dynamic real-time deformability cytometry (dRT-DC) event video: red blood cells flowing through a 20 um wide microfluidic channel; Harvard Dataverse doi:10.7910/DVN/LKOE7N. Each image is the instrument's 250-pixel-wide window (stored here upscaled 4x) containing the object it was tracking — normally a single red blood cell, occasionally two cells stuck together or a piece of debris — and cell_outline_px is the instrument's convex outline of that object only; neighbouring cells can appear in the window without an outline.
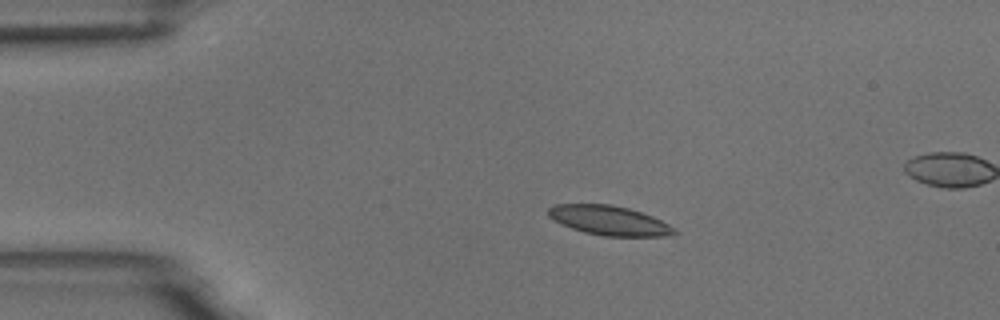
{"species": "common noctule bat (a hibernating species)", "species_latin": "Nyctalus noctula", "temperature_condition": "room temperature", "stored_images_in_passage": 46, "camera_frame_rate_fps": 3000, "um_per_image_px": 0.085, "animal": {"sex": "male", "body_mass_g": 18.8}, "frame": {"image": 1, "passage_image": 1, "time_ms": 0.0, "image_size_px": [1000, 320], "cell_outline_px": [[680, 232], [672, 236], [604, 236], [584, 232], [572, 228], [548, 216], [548, 208], [556, 204], [608, 204], [628, 208], [652, 216], [676, 228]], "centroid_in_image_um": [51.84, 18.75], "position_along_channel_um": 33.2, "area_um2": 21.5}}
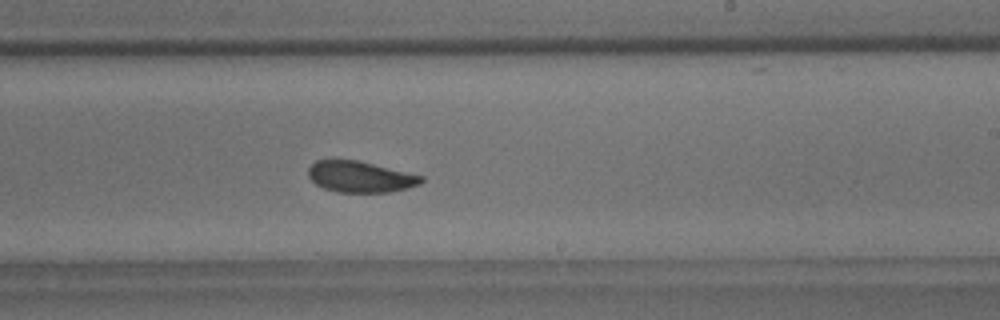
{"frame": {"image": 2, "passage_image": 23, "time_ms": 7.333, "image_size_px": [1000, 320], "cell_outline_px": [[424, 180], [420, 184], [408, 188], [388, 192], [336, 192], [324, 188], [316, 184], [308, 176], [308, 168], [316, 160], [356, 160], [424, 176]], "centroid_in_image_um": [30.62, 15.03], "position_along_channel_um": 258.4, "area_um2": 20.35}}
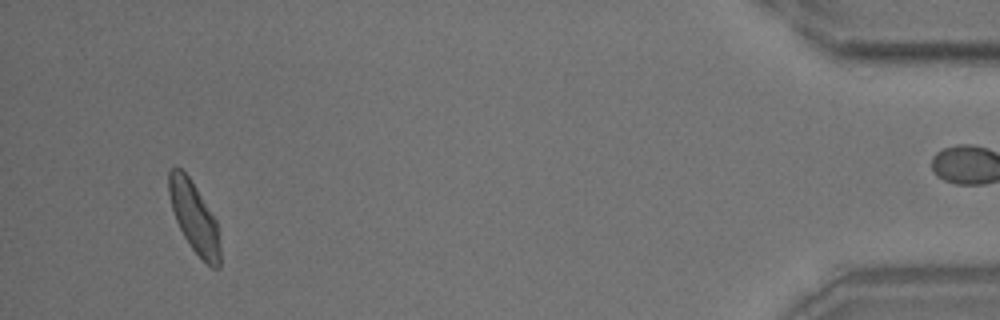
{"frame": {"image": 3, "passage_image": 42, "time_ms": 13.667, "image_size_px": [1000, 320], "cell_outline_px": [[220, 268], [212, 268], [192, 248], [184, 236], [176, 220], [172, 208], [168, 192], [168, 172], [172, 168], [180, 168], [188, 176], [196, 188], [216, 220], [220, 248]], "centroid_in_image_um": [16.5, 18.47], "position_along_channel_um": 418.7, "area_um2": 20.58}, "authors_computed_cell_mechanics": {"area_um2": 21.3571, "velocity_mm_per_s": 3.6893, "shape_relaxation_time_tau1_ms": 3.3961, "shape_relaxation_time_tau2_ms": 2.3124, "deformation_change_tau1": 0.1021, "deformation_change_tau2": 0.0646}}